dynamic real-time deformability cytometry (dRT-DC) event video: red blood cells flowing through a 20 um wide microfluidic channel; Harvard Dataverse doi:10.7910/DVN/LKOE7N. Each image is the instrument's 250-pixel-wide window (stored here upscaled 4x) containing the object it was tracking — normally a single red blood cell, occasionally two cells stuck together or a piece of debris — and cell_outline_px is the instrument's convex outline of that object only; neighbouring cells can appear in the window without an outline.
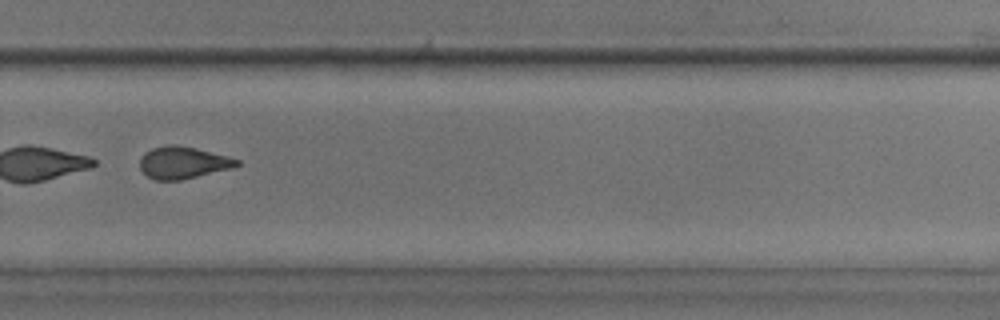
{"species": "common noctule bat (a hibernating species)", "species_latin": "Nyctalus noctula", "temperature_condition": "room temperature", "stored_images_in_passage": 52, "camera_frame_rate_fps": 3000, "um_per_image_px": 0.085, "animal": {"sex": "male", "body_mass_g": 17.9, "forearm_length_mm": 54.2}, "frame": {"image": 1, "passage_image": 37, "time_ms": 12.0, "image_size_px": [1000, 320], "cell_outline_px": [[240, 164], [232, 168], [180, 180], [156, 180], [148, 176], [140, 168], [140, 156], [144, 152], [152, 148], [168, 144], [172, 144], [196, 148], [228, 156], [240, 160]], "centroid_in_image_um": [15.54, 13.81], "position_along_channel_um": 314.3, "area_um2": 18.09}}